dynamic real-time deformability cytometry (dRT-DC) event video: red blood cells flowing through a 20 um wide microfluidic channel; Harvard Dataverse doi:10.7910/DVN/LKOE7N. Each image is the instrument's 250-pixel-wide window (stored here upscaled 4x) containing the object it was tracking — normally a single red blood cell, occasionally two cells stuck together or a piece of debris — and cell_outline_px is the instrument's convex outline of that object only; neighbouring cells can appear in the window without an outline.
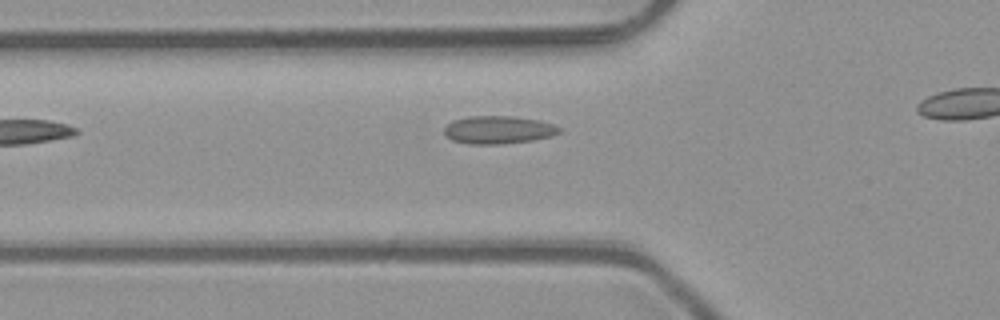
{"species": "common noctule bat (a hibernating species)", "species_latin": "Nyctalus noctula", "temperature_condition": "room temperature", "stored_images_in_passage": 10, "camera_frame_rate_fps": 3000, "um_per_image_px": 0.085, "animal": {"sex": "male", "body_mass_g": 23.1, "forearm_length_mm": 52.7}, "frame": {"image": 1, "passage_image": 2, "time_ms": 0.333, "image_size_px": [1000, 320], "cell_outline_px": [[560, 132], [552, 136], [532, 140], [500, 144], [468, 144], [452, 140], [444, 136], [444, 128], [452, 120], [468, 116], [516, 116], [540, 120], [552, 124], [560, 128]], "centroid_in_image_um": [42.33, 11.03], "position_along_channel_um": 83.5, "area_um2": 18.84}}
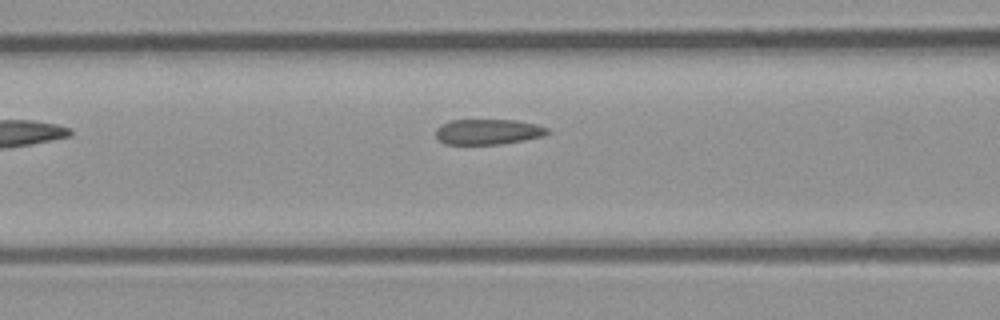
{"frame": {"image": 2, "passage_image": 5, "time_ms": 1.333, "image_size_px": [1000, 320], "cell_outline_px": [[552, 132], [544, 136], [524, 140], [500, 144], [444, 144], [436, 136], [436, 128], [440, 124], [452, 120], [516, 120], [536, 124], [548, 128]], "centroid_in_image_um": [41.5, 11.2], "position_along_channel_um": 125.1, "area_um2": 16.65}}
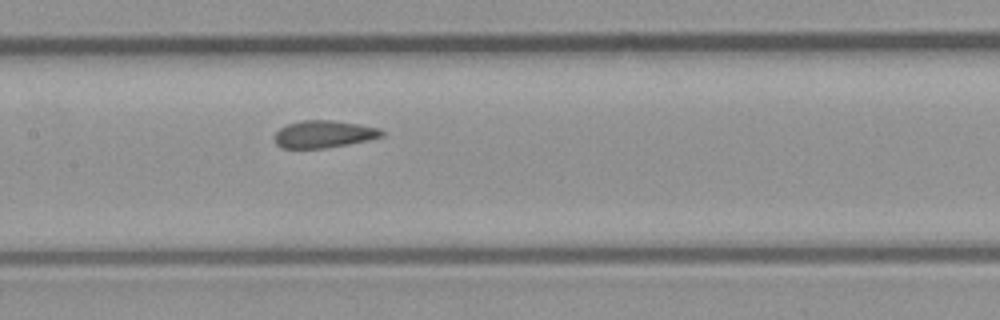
{"frame": {"image": 3, "passage_image": 9, "time_ms": 2.667, "image_size_px": [1000, 320], "cell_outline_px": [[384, 136], [368, 140], [348, 144], [324, 148], [280, 148], [276, 144], [276, 132], [280, 128], [288, 124], [300, 120], [332, 120], [380, 128], [384, 132]], "centroid_in_image_um": [27.53, 11.4], "position_along_channel_um": 179.9, "area_um2": 16.94}}